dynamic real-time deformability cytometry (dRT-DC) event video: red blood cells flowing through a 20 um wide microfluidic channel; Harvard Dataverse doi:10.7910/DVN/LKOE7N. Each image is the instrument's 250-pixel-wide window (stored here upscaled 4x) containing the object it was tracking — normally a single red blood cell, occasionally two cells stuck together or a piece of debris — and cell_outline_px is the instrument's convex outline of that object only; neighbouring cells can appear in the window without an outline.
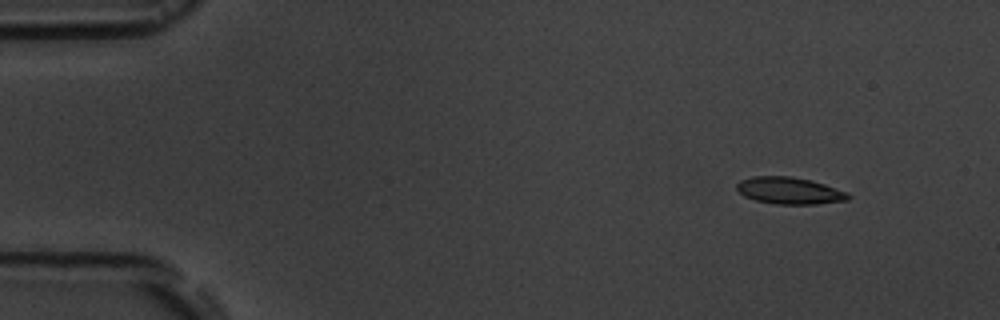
{"species": "common noctule bat (a hibernating species)", "species_latin": "Nyctalus noctula", "temperature_condition": "room temperature", "stored_images_in_passage": 5, "camera_frame_rate_fps": 3000, "um_per_image_px": 0.085, "animal": {"sex": "male", "body_mass_g": 19.5, "forearm_length_mm": 54.6}, "frame": {"image": 1, "passage_image": 2, "time_ms": 1.333, "image_size_px": [1000, 320], "cell_outline_px": [[852, 196], [848, 200], [816, 204], [776, 204], [756, 200], [744, 196], [736, 188], [736, 184], [740, 180], [752, 176], [792, 176], [812, 180], [848, 192]], "centroid_in_image_um": [67.12, 16.2], "position_along_channel_um": 17.9, "area_um2": 17.57}}
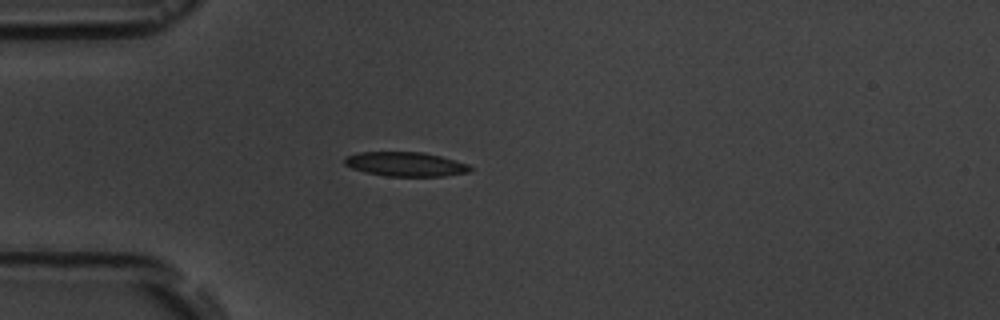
{"frame": {"image": 2, "passage_image": 5, "time_ms": 4.667, "image_size_px": [1000, 320], "cell_outline_px": [[472, 168], [468, 172], [444, 176], [388, 176], [364, 172], [352, 168], [344, 164], [344, 156], [360, 152], [424, 152], [440, 156], [468, 164]], "centroid_in_image_um": [34.44, 13.95], "position_along_channel_um": 50.6, "area_um2": 17.74}}